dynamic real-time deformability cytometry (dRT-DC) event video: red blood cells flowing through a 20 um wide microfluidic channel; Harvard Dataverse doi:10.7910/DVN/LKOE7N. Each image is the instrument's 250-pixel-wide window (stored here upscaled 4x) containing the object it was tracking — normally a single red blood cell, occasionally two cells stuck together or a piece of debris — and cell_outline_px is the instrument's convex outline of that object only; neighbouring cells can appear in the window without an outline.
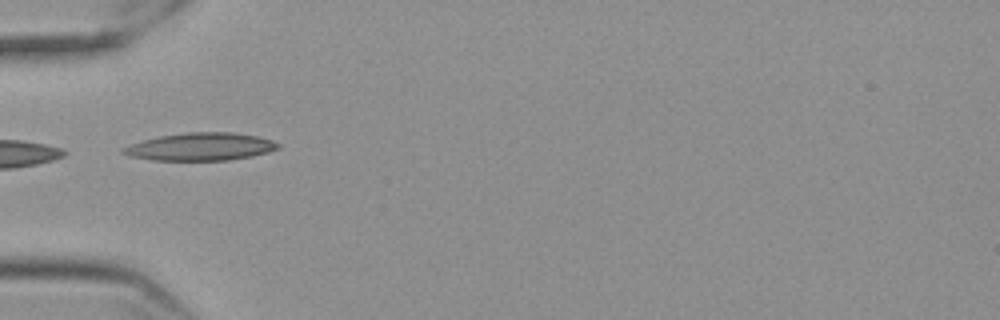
{"species": "Egyptian fruit bat (a non-hibernating species)", "species_latin": "Rousettus aegyptiacus", "temperature_condition": "cold", "stored_images_in_passage": 5, "camera_frame_rate_fps": 3000, "um_per_image_px": 0.085, "frame": {"image": 1, "passage_image": 1, "time_ms": 0.0, "image_size_px": [1000, 320], "cell_outline_px": [[280, 148], [268, 152], [252, 156], [228, 160], [152, 160], [128, 156], [120, 152], [120, 148], [144, 140], [160, 136], [188, 132], [232, 132], [256, 136], [272, 140], [280, 144]], "centroid_in_image_um": [17.04, 12.47], "position_along_channel_um": 68.0, "area_um2": 24.97}}